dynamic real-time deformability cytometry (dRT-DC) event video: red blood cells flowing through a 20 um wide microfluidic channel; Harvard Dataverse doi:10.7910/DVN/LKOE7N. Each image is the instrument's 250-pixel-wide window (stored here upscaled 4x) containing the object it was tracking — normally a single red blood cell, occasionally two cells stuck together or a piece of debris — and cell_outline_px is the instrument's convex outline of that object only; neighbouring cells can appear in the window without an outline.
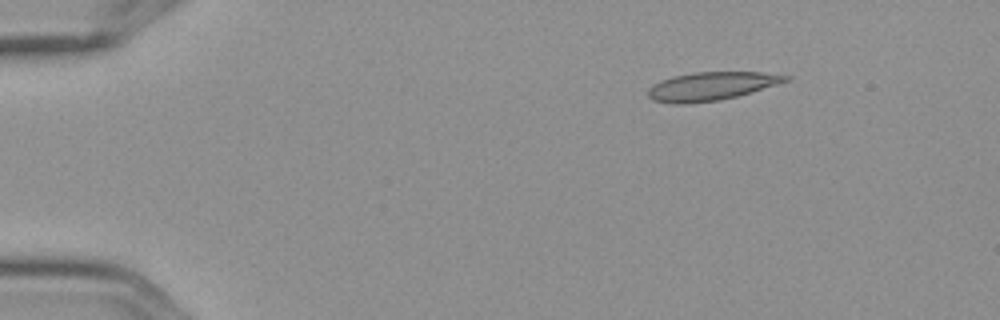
{"species": "Egyptian fruit bat (a non-hibernating species)", "species_latin": "Rousettus aegyptiacus", "temperature_condition": "cold", "stored_images_in_passage": 6, "camera_frame_rate_fps": 3000, "um_per_image_px": 0.085, "frame": {"image": 1, "passage_image": 3, "time_ms": 0.667, "image_size_px": [1000, 320], "cell_outline_px": [[792, 76], [788, 80], [752, 92], [720, 100], [684, 104], [672, 104], [652, 100], [648, 96], [648, 88], [652, 84], [660, 80], [672, 76], [692, 72], [760, 72]], "centroid_in_image_um": [60.39, 7.33], "position_along_channel_um": 24.6, "area_um2": 22.77}}
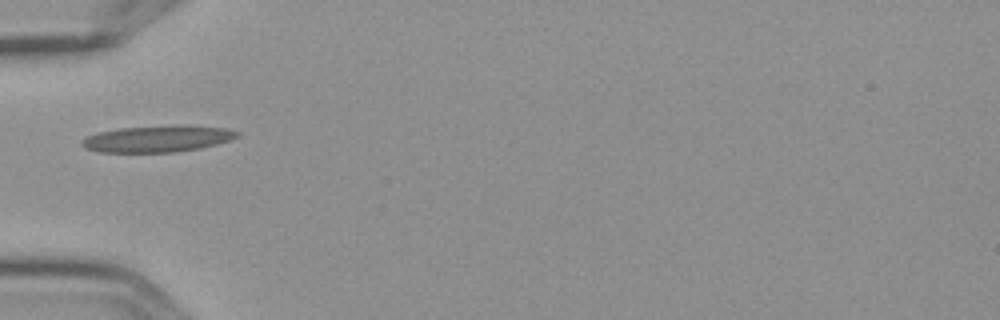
{"frame": {"image": 2, "passage_image": 6, "time_ms": 1.667, "image_size_px": [1000, 320], "cell_outline_px": [[240, 136], [216, 144], [200, 148], [176, 152], [100, 152], [84, 148], [80, 144], [80, 140], [88, 136], [100, 132], [120, 128], [172, 124], [180, 124], [228, 128], [240, 132]], "centroid_in_image_um": [13.41, 11.78], "position_along_channel_um": 71.6, "area_um2": 24.33}}